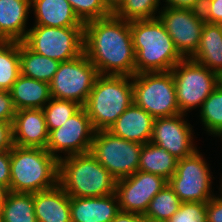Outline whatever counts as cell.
Returning a JSON list of instances; mask_svg holds the SVG:
<instances>
[{
  "label": "cell",
  "mask_w": 222,
  "mask_h": 222,
  "mask_svg": "<svg viewBox=\"0 0 222 222\" xmlns=\"http://www.w3.org/2000/svg\"><path fill=\"white\" fill-rule=\"evenodd\" d=\"M84 54L99 75H135L130 22L114 14L84 23Z\"/></svg>",
  "instance_id": "1"
},
{
  "label": "cell",
  "mask_w": 222,
  "mask_h": 222,
  "mask_svg": "<svg viewBox=\"0 0 222 222\" xmlns=\"http://www.w3.org/2000/svg\"><path fill=\"white\" fill-rule=\"evenodd\" d=\"M130 28L135 51V74L171 71L184 59L158 17L130 21Z\"/></svg>",
  "instance_id": "2"
},
{
  "label": "cell",
  "mask_w": 222,
  "mask_h": 222,
  "mask_svg": "<svg viewBox=\"0 0 222 222\" xmlns=\"http://www.w3.org/2000/svg\"><path fill=\"white\" fill-rule=\"evenodd\" d=\"M116 183V178L90 152L59 160L58 184L70 197L112 195Z\"/></svg>",
  "instance_id": "3"
},
{
  "label": "cell",
  "mask_w": 222,
  "mask_h": 222,
  "mask_svg": "<svg viewBox=\"0 0 222 222\" xmlns=\"http://www.w3.org/2000/svg\"><path fill=\"white\" fill-rule=\"evenodd\" d=\"M10 158L11 192L33 194L58 184L59 161L46 149L13 145Z\"/></svg>",
  "instance_id": "4"
},
{
  "label": "cell",
  "mask_w": 222,
  "mask_h": 222,
  "mask_svg": "<svg viewBox=\"0 0 222 222\" xmlns=\"http://www.w3.org/2000/svg\"><path fill=\"white\" fill-rule=\"evenodd\" d=\"M133 102L132 77L99 75L83 107L99 131L108 130Z\"/></svg>",
  "instance_id": "5"
},
{
  "label": "cell",
  "mask_w": 222,
  "mask_h": 222,
  "mask_svg": "<svg viewBox=\"0 0 222 222\" xmlns=\"http://www.w3.org/2000/svg\"><path fill=\"white\" fill-rule=\"evenodd\" d=\"M132 85L134 103L154 119L181 114L171 71L135 74Z\"/></svg>",
  "instance_id": "6"
},
{
  "label": "cell",
  "mask_w": 222,
  "mask_h": 222,
  "mask_svg": "<svg viewBox=\"0 0 222 222\" xmlns=\"http://www.w3.org/2000/svg\"><path fill=\"white\" fill-rule=\"evenodd\" d=\"M175 82L176 100L181 114H188L202 103L220 84V76L194 61L184 58L171 70ZM191 110V111H190Z\"/></svg>",
  "instance_id": "7"
},
{
  "label": "cell",
  "mask_w": 222,
  "mask_h": 222,
  "mask_svg": "<svg viewBox=\"0 0 222 222\" xmlns=\"http://www.w3.org/2000/svg\"><path fill=\"white\" fill-rule=\"evenodd\" d=\"M22 42L39 55L66 62L84 53V27L32 25Z\"/></svg>",
  "instance_id": "8"
},
{
  "label": "cell",
  "mask_w": 222,
  "mask_h": 222,
  "mask_svg": "<svg viewBox=\"0 0 222 222\" xmlns=\"http://www.w3.org/2000/svg\"><path fill=\"white\" fill-rule=\"evenodd\" d=\"M205 158L197 149L193 154L178 160L176 171L168 180V185L182 203H207L216 195L212 189L214 177Z\"/></svg>",
  "instance_id": "9"
},
{
  "label": "cell",
  "mask_w": 222,
  "mask_h": 222,
  "mask_svg": "<svg viewBox=\"0 0 222 222\" xmlns=\"http://www.w3.org/2000/svg\"><path fill=\"white\" fill-rule=\"evenodd\" d=\"M141 148L142 144L99 130L95 131L90 153L119 180L138 171Z\"/></svg>",
  "instance_id": "10"
},
{
  "label": "cell",
  "mask_w": 222,
  "mask_h": 222,
  "mask_svg": "<svg viewBox=\"0 0 222 222\" xmlns=\"http://www.w3.org/2000/svg\"><path fill=\"white\" fill-rule=\"evenodd\" d=\"M98 76L96 67L84 53L61 62L49 83L51 97L71 100L83 107Z\"/></svg>",
  "instance_id": "11"
},
{
  "label": "cell",
  "mask_w": 222,
  "mask_h": 222,
  "mask_svg": "<svg viewBox=\"0 0 222 222\" xmlns=\"http://www.w3.org/2000/svg\"><path fill=\"white\" fill-rule=\"evenodd\" d=\"M94 134L91 120L85 108L81 107L63 125L49 132L46 150L58 161L63 157L88 153Z\"/></svg>",
  "instance_id": "12"
},
{
  "label": "cell",
  "mask_w": 222,
  "mask_h": 222,
  "mask_svg": "<svg viewBox=\"0 0 222 222\" xmlns=\"http://www.w3.org/2000/svg\"><path fill=\"white\" fill-rule=\"evenodd\" d=\"M158 18L171 36L175 48L183 58H191L197 51L205 20L202 12L190 9L162 7Z\"/></svg>",
  "instance_id": "13"
},
{
  "label": "cell",
  "mask_w": 222,
  "mask_h": 222,
  "mask_svg": "<svg viewBox=\"0 0 222 222\" xmlns=\"http://www.w3.org/2000/svg\"><path fill=\"white\" fill-rule=\"evenodd\" d=\"M167 184L163 176L139 170L117 180L115 194L120 210L144 215L152 198Z\"/></svg>",
  "instance_id": "14"
},
{
  "label": "cell",
  "mask_w": 222,
  "mask_h": 222,
  "mask_svg": "<svg viewBox=\"0 0 222 222\" xmlns=\"http://www.w3.org/2000/svg\"><path fill=\"white\" fill-rule=\"evenodd\" d=\"M186 117V114H177L156 118L150 142L168 151L178 160L193 154L197 150L193 137L194 126Z\"/></svg>",
  "instance_id": "15"
},
{
  "label": "cell",
  "mask_w": 222,
  "mask_h": 222,
  "mask_svg": "<svg viewBox=\"0 0 222 222\" xmlns=\"http://www.w3.org/2000/svg\"><path fill=\"white\" fill-rule=\"evenodd\" d=\"M12 131L13 145L46 149L49 131L42 109L17 110Z\"/></svg>",
  "instance_id": "16"
},
{
  "label": "cell",
  "mask_w": 222,
  "mask_h": 222,
  "mask_svg": "<svg viewBox=\"0 0 222 222\" xmlns=\"http://www.w3.org/2000/svg\"><path fill=\"white\" fill-rule=\"evenodd\" d=\"M154 120L133 102L107 131L114 136L143 145L151 140Z\"/></svg>",
  "instance_id": "17"
},
{
  "label": "cell",
  "mask_w": 222,
  "mask_h": 222,
  "mask_svg": "<svg viewBox=\"0 0 222 222\" xmlns=\"http://www.w3.org/2000/svg\"><path fill=\"white\" fill-rule=\"evenodd\" d=\"M71 222H111L120 211L116 194L102 197H71Z\"/></svg>",
  "instance_id": "18"
},
{
  "label": "cell",
  "mask_w": 222,
  "mask_h": 222,
  "mask_svg": "<svg viewBox=\"0 0 222 222\" xmlns=\"http://www.w3.org/2000/svg\"><path fill=\"white\" fill-rule=\"evenodd\" d=\"M31 12V0H0V41L22 42Z\"/></svg>",
  "instance_id": "19"
},
{
  "label": "cell",
  "mask_w": 222,
  "mask_h": 222,
  "mask_svg": "<svg viewBox=\"0 0 222 222\" xmlns=\"http://www.w3.org/2000/svg\"><path fill=\"white\" fill-rule=\"evenodd\" d=\"M33 201L37 222H71V197L59 184L33 193Z\"/></svg>",
  "instance_id": "20"
},
{
  "label": "cell",
  "mask_w": 222,
  "mask_h": 222,
  "mask_svg": "<svg viewBox=\"0 0 222 222\" xmlns=\"http://www.w3.org/2000/svg\"><path fill=\"white\" fill-rule=\"evenodd\" d=\"M33 25L50 27H84L67 0H31Z\"/></svg>",
  "instance_id": "21"
},
{
  "label": "cell",
  "mask_w": 222,
  "mask_h": 222,
  "mask_svg": "<svg viewBox=\"0 0 222 222\" xmlns=\"http://www.w3.org/2000/svg\"><path fill=\"white\" fill-rule=\"evenodd\" d=\"M15 110L42 109L50 100L49 84L20 74L9 90Z\"/></svg>",
  "instance_id": "22"
},
{
  "label": "cell",
  "mask_w": 222,
  "mask_h": 222,
  "mask_svg": "<svg viewBox=\"0 0 222 222\" xmlns=\"http://www.w3.org/2000/svg\"><path fill=\"white\" fill-rule=\"evenodd\" d=\"M191 58L222 75V24L204 23L199 47Z\"/></svg>",
  "instance_id": "23"
},
{
  "label": "cell",
  "mask_w": 222,
  "mask_h": 222,
  "mask_svg": "<svg viewBox=\"0 0 222 222\" xmlns=\"http://www.w3.org/2000/svg\"><path fill=\"white\" fill-rule=\"evenodd\" d=\"M20 74L39 81L50 83L61 62L39 55L19 42Z\"/></svg>",
  "instance_id": "24"
},
{
  "label": "cell",
  "mask_w": 222,
  "mask_h": 222,
  "mask_svg": "<svg viewBox=\"0 0 222 222\" xmlns=\"http://www.w3.org/2000/svg\"><path fill=\"white\" fill-rule=\"evenodd\" d=\"M178 159L168 151L148 142L142 145L138 170L157 174L169 180L176 171Z\"/></svg>",
  "instance_id": "25"
},
{
  "label": "cell",
  "mask_w": 222,
  "mask_h": 222,
  "mask_svg": "<svg viewBox=\"0 0 222 222\" xmlns=\"http://www.w3.org/2000/svg\"><path fill=\"white\" fill-rule=\"evenodd\" d=\"M2 222H37L32 193L9 191L1 209Z\"/></svg>",
  "instance_id": "26"
},
{
  "label": "cell",
  "mask_w": 222,
  "mask_h": 222,
  "mask_svg": "<svg viewBox=\"0 0 222 222\" xmlns=\"http://www.w3.org/2000/svg\"><path fill=\"white\" fill-rule=\"evenodd\" d=\"M19 75V41H0V89L9 91Z\"/></svg>",
  "instance_id": "27"
},
{
  "label": "cell",
  "mask_w": 222,
  "mask_h": 222,
  "mask_svg": "<svg viewBox=\"0 0 222 222\" xmlns=\"http://www.w3.org/2000/svg\"><path fill=\"white\" fill-rule=\"evenodd\" d=\"M200 112V113H199ZM198 117L200 123L208 135L222 137V84L220 83L214 91L202 103Z\"/></svg>",
  "instance_id": "28"
},
{
  "label": "cell",
  "mask_w": 222,
  "mask_h": 222,
  "mask_svg": "<svg viewBox=\"0 0 222 222\" xmlns=\"http://www.w3.org/2000/svg\"><path fill=\"white\" fill-rule=\"evenodd\" d=\"M181 203V200L167 184L152 198L144 216L149 222H167L179 210Z\"/></svg>",
  "instance_id": "29"
},
{
  "label": "cell",
  "mask_w": 222,
  "mask_h": 222,
  "mask_svg": "<svg viewBox=\"0 0 222 222\" xmlns=\"http://www.w3.org/2000/svg\"><path fill=\"white\" fill-rule=\"evenodd\" d=\"M161 3L160 0H120L113 8V14L129 22L153 19L158 17L162 9Z\"/></svg>",
  "instance_id": "30"
},
{
  "label": "cell",
  "mask_w": 222,
  "mask_h": 222,
  "mask_svg": "<svg viewBox=\"0 0 222 222\" xmlns=\"http://www.w3.org/2000/svg\"><path fill=\"white\" fill-rule=\"evenodd\" d=\"M81 107L77 102L52 97L42 108L48 131L59 128Z\"/></svg>",
  "instance_id": "31"
},
{
  "label": "cell",
  "mask_w": 222,
  "mask_h": 222,
  "mask_svg": "<svg viewBox=\"0 0 222 222\" xmlns=\"http://www.w3.org/2000/svg\"><path fill=\"white\" fill-rule=\"evenodd\" d=\"M78 18L86 23L113 14V8L107 0H67Z\"/></svg>",
  "instance_id": "32"
},
{
  "label": "cell",
  "mask_w": 222,
  "mask_h": 222,
  "mask_svg": "<svg viewBox=\"0 0 222 222\" xmlns=\"http://www.w3.org/2000/svg\"><path fill=\"white\" fill-rule=\"evenodd\" d=\"M206 207L207 203L183 202L167 222H207Z\"/></svg>",
  "instance_id": "33"
},
{
  "label": "cell",
  "mask_w": 222,
  "mask_h": 222,
  "mask_svg": "<svg viewBox=\"0 0 222 222\" xmlns=\"http://www.w3.org/2000/svg\"><path fill=\"white\" fill-rule=\"evenodd\" d=\"M201 12L205 22L222 24V0H204Z\"/></svg>",
  "instance_id": "34"
},
{
  "label": "cell",
  "mask_w": 222,
  "mask_h": 222,
  "mask_svg": "<svg viewBox=\"0 0 222 222\" xmlns=\"http://www.w3.org/2000/svg\"><path fill=\"white\" fill-rule=\"evenodd\" d=\"M15 113L9 91L0 89V120L13 123Z\"/></svg>",
  "instance_id": "35"
},
{
  "label": "cell",
  "mask_w": 222,
  "mask_h": 222,
  "mask_svg": "<svg viewBox=\"0 0 222 222\" xmlns=\"http://www.w3.org/2000/svg\"><path fill=\"white\" fill-rule=\"evenodd\" d=\"M206 217L207 222H222V198L217 193L207 202Z\"/></svg>",
  "instance_id": "36"
},
{
  "label": "cell",
  "mask_w": 222,
  "mask_h": 222,
  "mask_svg": "<svg viewBox=\"0 0 222 222\" xmlns=\"http://www.w3.org/2000/svg\"><path fill=\"white\" fill-rule=\"evenodd\" d=\"M10 150L0 152V185L6 187L10 191Z\"/></svg>",
  "instance_id": "37"
},
{
  "label": "cell",
  "mask_w": 222,
  "mask_h": 222,
  "mask_svg": "<svg viewBox=\"0 0 222 222\" xmlns=\"http://www.w3.org/2000/svg\"><path fill=\"white\" fill-rule=\"evenodd\" d=\"M13 147L12 123L0 120V152L11 150Z\"/></svg>",
  "instance_id": "38"
},
{
  "label": "cell",
  "mask_w": 222,
  "mask_h": 222,
  "mask_svg": "<svg viewBox=\"0 0 222 222\" xmlns=\"http://www.w3.org/2000/svg\"><path fill=\"white\" fill-rule=\"evenodd\" d=\"M162 2L166 3H163V7L201 11L204 0H162Z\"/></svg>",
  "instance_id": "39"
},
{
  "label": "cell",
  "mask_w": 222,
  "mask_h": 222,
  "mask_svg": "<svg viewBox=\"0 0 222 222\" xmlns=\"http://www.w3.org/2000/svg\"><path fill=\"white\" fill-rule=\"evenodd\" d=\"M111 222H149L143 214L120 210Z\"/></svg>",
  "instance_id": "40"
},
{
  "label": "cell",
  "mask_w": 222,
  "mask_h": 222,
  "mask_svg": "<svg viewBox=\"0 0 222 222\" xmlns=\"http://www.w3.org/2000/svg\"><path fill=\"white\" fill-rule=\"evenodd\" d=\"M8 192H9V190L6 187L0 185V214H1V209H2V206L5 202V198L8 194Z\"/></svg>",
  "instance_id": "41"
},
{
  "label": "cell",
  "mask_w": 222,
  "mask_h": 222,
  "mask_svg": "<svg viewBox=\"0 0 222 222\" xmlns=\"http://www.w3.org/2000/svg\"><path fill=\"white\" fill-rule=\"evenodd\" d=\"M120 0H107V2L111 5L112 8H114Z\"/></svg>",
  "instance_id": "42"
},
{
  "label": "cell",
  "mask_w": 222,
  "mask_h": 222,
  "mask_svg": "<svg viewBox=\"0 0 222 222\" xmlns=\"http://www.w3.org/2000/svg\"><path fill=\"white\" fill-rule=\"evenodd\" d=\"M220 176H222V174H221ZM219 183H221V184L219 185L220 187L218 188V190H219V192H218V193H219L218 196L222 198V177H221Z\"/></svg>",
  "instance_id": "43"
},
{
  "label": "cell",
  "mask_w": 222,
  "mask_h": 222,
  "mask_svg": "<svg viewBox=\"0 0 222 222\" xmlns=\"http://www.w3.org/2000/svg\"><path fill=\"white\" fill-rule=\"evenodd\" d=\"M220 83L222 84V75L220 76Z\"/></svg>",
  "instance_id": "44"
}]
</instances>
